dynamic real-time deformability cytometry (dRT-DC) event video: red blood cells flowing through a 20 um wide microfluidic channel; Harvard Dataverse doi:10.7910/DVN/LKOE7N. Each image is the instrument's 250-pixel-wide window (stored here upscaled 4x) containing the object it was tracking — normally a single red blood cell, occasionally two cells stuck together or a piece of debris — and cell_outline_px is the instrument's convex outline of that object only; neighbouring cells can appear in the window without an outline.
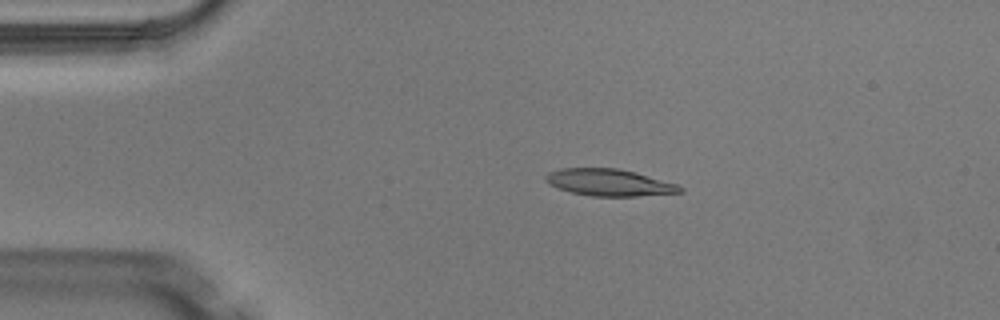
{"species": "Egyptian fruit bat (a non-hibernating species)", "species_latin": "Rousettus aegyptiacus", "temperature_condition": "warm", "stored_images_in_passage": 4, "camera_frame_rate_fps": 3000, "um_per_image_px": 0.085, "animal": {"sex": "male"}, "frame": {"image": 1, "passage_image": 3, "time_ms": 0.667, "image_size_px": [1000, 320], "cell_outline_px": [[684, 192], [636, 196], [592, 196], [568, 192], [552, 184], [544, 176], [548, 172], [560, 168], [616, 168], [636, 172], [676, 184], [684, 188]], "centroid_in_image_um": [51.8, 15.51], "position_along_channel_um": 33.2, "area_um2": 20.87}}